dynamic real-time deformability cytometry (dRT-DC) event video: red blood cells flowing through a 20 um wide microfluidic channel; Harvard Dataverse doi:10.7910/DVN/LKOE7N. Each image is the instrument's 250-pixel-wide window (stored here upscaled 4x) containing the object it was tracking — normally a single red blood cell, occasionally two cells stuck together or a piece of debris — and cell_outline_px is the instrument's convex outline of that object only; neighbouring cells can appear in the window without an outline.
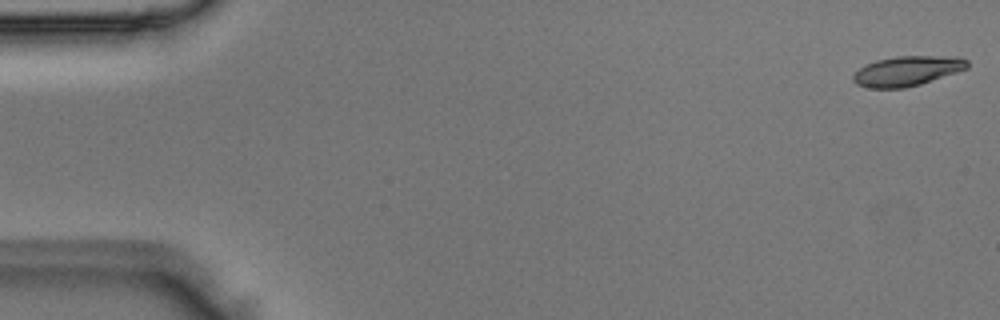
{"species": "Egyptian fruit bat (a non-hibernating species)", "species_latin": "Rousettus aegyptiacus", "temperature_condition": "room temperature", "stored_images_in_passage": 3, "camera_frame_rate_fps": 3000, "um_per_image_px": 0.085, "animal": {"sex": "male"}, "frame": {"image": 1, "passage_image": 1, "time_ms": 0.0, "image_size_px": [1000, 320], "cell_outline_px": [[968, 68], [920, 84], [904, 88], [868, 88], [856, 84], [852, 80], [852, 76], [860, 68], [876, 60], [896, 56], [960, 56], [968, 60]], "centroid_in_image_um": [77.12, 6.03], "position_along_channel_um": 7.9, "area_um2": 19.83}}